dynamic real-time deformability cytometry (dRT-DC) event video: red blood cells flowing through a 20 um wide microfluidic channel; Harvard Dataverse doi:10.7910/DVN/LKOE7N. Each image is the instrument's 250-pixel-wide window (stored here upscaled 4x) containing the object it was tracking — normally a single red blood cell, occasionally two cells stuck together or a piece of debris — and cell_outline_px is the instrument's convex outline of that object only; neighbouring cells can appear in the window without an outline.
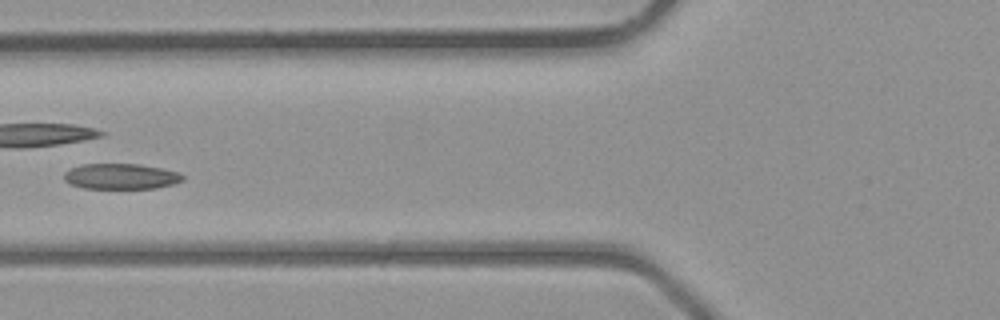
{"species": "common noctule bat (a hibernating species)", "species_latin": "Nyctalus noctula", "temperature_condition": "room temperature", "stored_images_in_passage": 38, "camera_frame_rate_fps": 3000, "um_per_image_px": 0.085, "animal": {"sex": "male", "body_mass_g": 23.1, "forearm_length_mm": 52.7}, "frame": {"image": 1, "passage_image": 12, "time_ms": 3.667, "image_size_px": [1000, 320], "cell_outline_px": [[184, 180], [172, 184], [156, 188], [84, 188], [72, 184], [64, 180], [64, 172], [72, 168], [84, 164], [140, 164], [180, 172], [184, 176]], "centroid_in_image_um": [10.3, 14.99], "position_along_channel_um": 115.5, "area_um2": 17.57}}
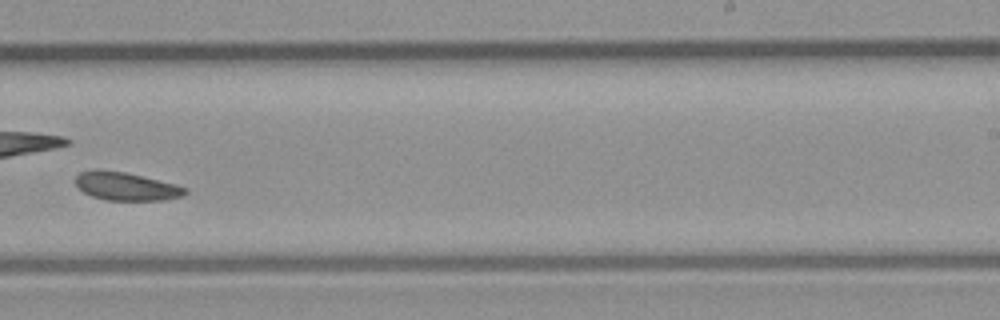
{"frame": {"image": 2, "passage_image": 22, "time_ms": 7.0, "image_size_px": [1000, 320], "cell_outline_px": [[188, 192], [184, 196], [164, 200], [104, 200], [92, 196], [84, 192], [76, 184], [76, 176], [80, 172], [124, 172], [176, 184], [188, 188]], "centroid_in_image_um": [10.82, 15.88], "position_along_channel_um": 278.2, "area_um2": 17.46}}
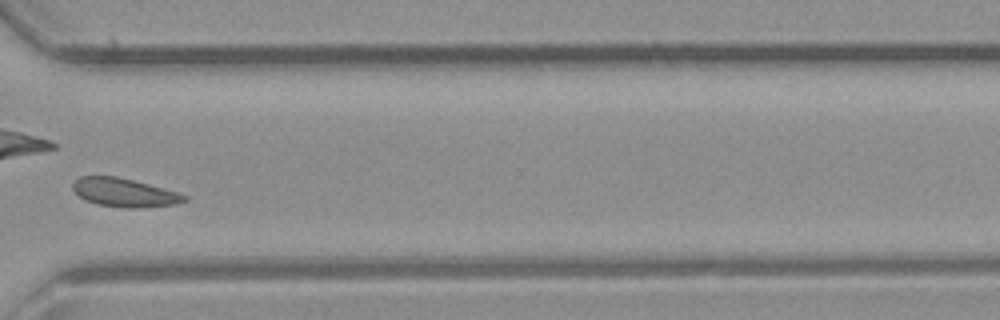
{"frame": {"image": 3, "passage_image": 27, "time_ms": 8.667, "image_size_px": [1000, 320], "cell_outline_px": [[188, 200], [176, 204], [140, 208], [124, 208], [96, 204], [84, 200], [72, 188], [72, 184], [80, 176], [116, 176], [148, 184], [176, 192], [188, 196]], "centroid_in_image_um": [10.56, 16.38], "position_along_channel_um": 360.0, "area_um2": 18.5}}